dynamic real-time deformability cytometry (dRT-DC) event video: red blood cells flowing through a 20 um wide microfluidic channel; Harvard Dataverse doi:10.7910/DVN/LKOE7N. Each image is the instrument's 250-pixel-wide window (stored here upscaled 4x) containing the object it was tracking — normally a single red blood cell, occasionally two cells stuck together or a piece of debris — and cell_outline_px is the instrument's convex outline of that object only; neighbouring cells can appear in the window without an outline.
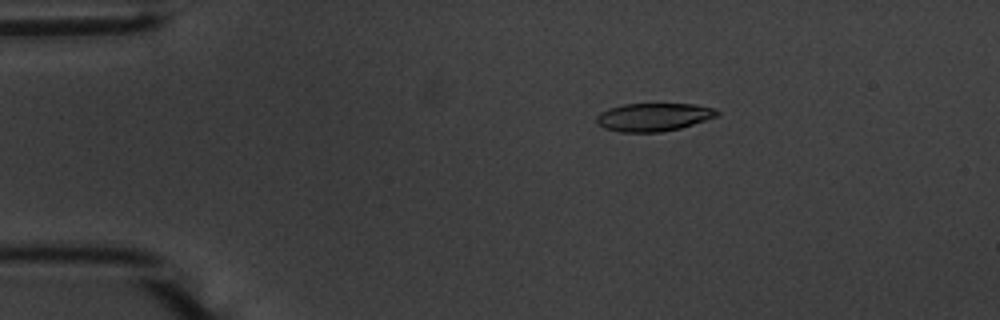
{"species": "common noctule bat (a hibernating species)", "species_latin": "Nyctalus noctula", "temperature_condition": "warm", "stored_images_in_passage": 52, "camera_frame_rate_fps": 3000, "um_per_image_px": 0.085, "animal": {"sex": "male", "body_mass_g": 20.1, "forearm_length_mm": 53.5}, "frame": {"image": 1, "passage_image": 7, "time_ms": 2.0, "image_size_px": [1000, 320], "cell_outline_px": [[720, 112], [716, 116], [680, 128], [660, 132], [620, 132], [604, 128], [596, 124], [596, 116], [600, 112], [608, 108], [624, 104], [696, 104], [712, 108]], "centroid_in_image_um": [55.49, 9.95], "position_along_channel_um": 29.5, "area_um2": 19.65}}
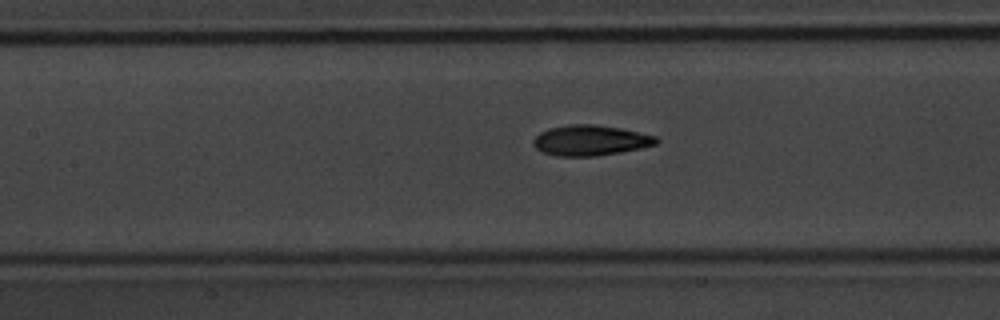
{"frame": {"image": 2, "passage_image": 22, "time_ms": 7.0, "image_size_px": [1000, 320], "cell_outline_px": [[660, 140], [656, 144], [640, 148], [620, 152], [596, 156], [556, 156], [544, 152], [536, 148], [532, 144], [532, 140], [540, 132], [548, 128], [568, 124], [592, 124], [620, 128], [656, 136]], "centroid_in_image_um": [50.16, 11.93], "position_along_channel_um": 157.2, "area_um2": 21.79}}
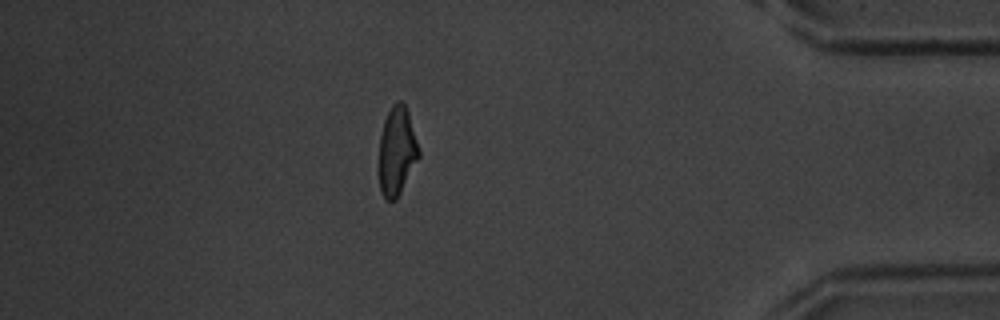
{"frame": {"image": 3, "passage_image": 45, "time_ms": 14.667, "image_size_px": [1000, 320], "cell_outline_px": [[420, 156], [396, 200], [384, 200], [380, 192], [376, 168], [380, 136], [384, 120], [392, 104], [396, 100], [400, 100], [404, 104], [408, 112], [420, 148]], "centroid_in_image_um": [33.69, 12.88], "position_along_channel_um": 401.5, "area_um2": 21.33}, "authors_computed_cell_mechanics": {"area_um2": 20.6346, "velocity_mm_per_s": 3.6857, "shape_relaxation_time_tau1_ms": 3.432, "shape_relaxation_time_tau2_ms": 1.884, "deformation_change_tau1": 0.1778, "deformation_change_tau2": 0.0956}}